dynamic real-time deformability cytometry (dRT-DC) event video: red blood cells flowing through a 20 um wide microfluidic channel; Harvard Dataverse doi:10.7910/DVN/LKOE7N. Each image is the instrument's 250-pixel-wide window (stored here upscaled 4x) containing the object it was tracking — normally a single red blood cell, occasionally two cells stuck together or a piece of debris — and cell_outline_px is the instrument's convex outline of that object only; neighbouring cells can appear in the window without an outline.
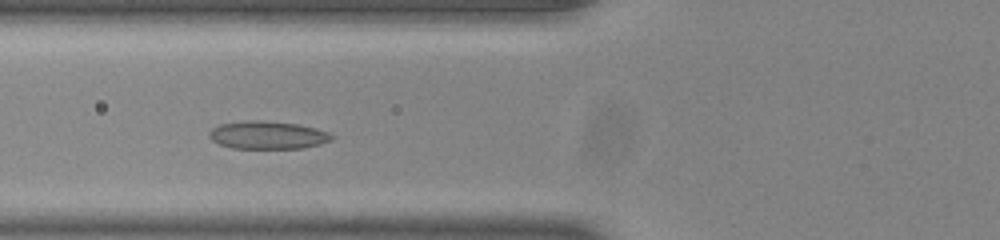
{"species": "common noctule bat (a hibernating species)", "species_latin": "Nyctalus noctula", "temperature_condition": "room temperature", "stored_images_in_passage": 46, "camera_frame_rate_fps": 3000, "um_per_image_px": 0.085, "animal": {"sex": "male", "body_mass_g": 20.0, "forearm_length_mm": 53.3}, "frame": {"image": 1, "passage_image": 14, "time_ms": 4.333, "image_size_px": [1000, 240], "cell_outline_px": [[336, 136], [332, 140], [320, 144], [304, 148], [232, 148], [220, 144], [212, 140], [208, 136], [208, 132], [212, 128], [220, 124], [248, 120], [260, 120], [296, 124], [316, 128], [328, 132]], "centroid_in_image_um": [22.76, 11.48], "position_along_channel_um": 103.0, "area_um2": 19.94}}
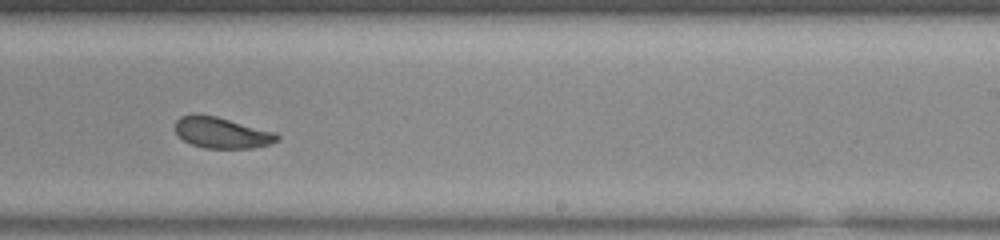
{"frame": {"image": 2, "passage_image": 27, "time_ms": 8.667, "image_size_px": [1000, 240], "cell_outline_px": [[280, 140], [268, 144], [252, 148], [204, 148], [192, 144], [184, 140], [176, 132], [176, 120], [180, 116], [192, 112], [196, 112], [216, 116], [276, 132], [280, 136]], "centroid_in_image_um": [18.84, 11.25], "position_along_channel_um": 270.2, "area_um2": 18.61}}
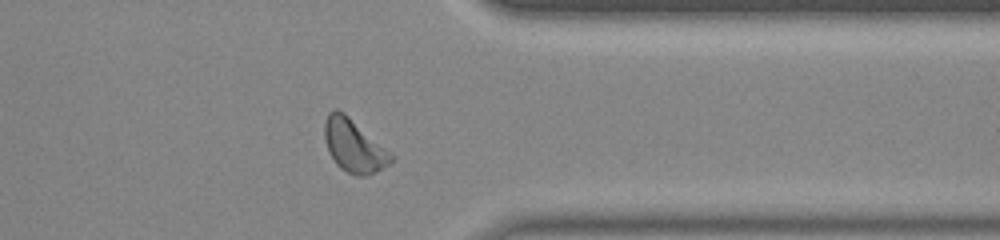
{"frame": {"image": 3, "passage_image": 36, "time_ms": 11.667, "image_size_px": [1000, 240], "cell_outline_px": [[392, 160], [388, 164], [376, 172], [364, 176], [356, 176], [340, 168], [336, 164], [328, 152], [324, 136], [324, 124], [328, 112], [336, 108], [344, 112], [384, 148], [392, 156]], "centroid_in_image_um": [30.01, 12.39], "position_along_channel_um": 381.4, "area_um2": 20.0}, "authors_computed_cell_mechanics": {"area_um2": 19.5075, "velocity_mm_per_s": 3.8692, "shape_relaxation_time_tau1_ms": 10.2161, "shape_relaxation_time_tau2_ms": 1.9847, "deformation_change_tau1": 0.2025, "deformation_change_tau2": 0.0776}}